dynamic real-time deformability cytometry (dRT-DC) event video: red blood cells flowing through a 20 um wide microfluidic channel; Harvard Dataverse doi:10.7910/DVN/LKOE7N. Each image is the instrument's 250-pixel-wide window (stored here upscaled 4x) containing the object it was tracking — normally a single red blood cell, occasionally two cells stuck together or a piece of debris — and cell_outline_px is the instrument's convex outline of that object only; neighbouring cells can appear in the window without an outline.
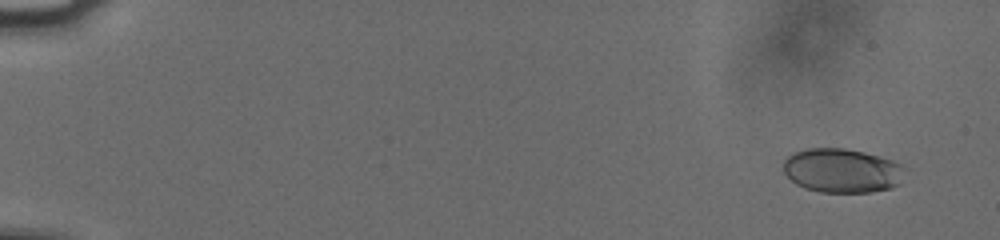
{"species": "human", "species_latin": "Homo sapiens", "temperature_condition": "cold", "stored_images_in_passage": 58, "camera_frame_rate_fps": 3000, "um_per_image_px": 0.085, "donor": {"sex": "male"}, "frame": {"image": 1, "passage_image": 4, "time_ms": 1.0, "image_size_px": [1000, 240], "cell_outline_px": [[900, 184], [892, 188], [872, 192], [820, 192], [804, 188], [796, 184], [784, 172], [784, 160], [788, 156], [796, 152], [808, 148], [844, 148], [864, 152], [880, 156], [892, 160], [900, 164]], "centroid_in_image_um": [71.54, 14.5], "position_along_channel_um": 13.5, "area_um2": 30.98}}
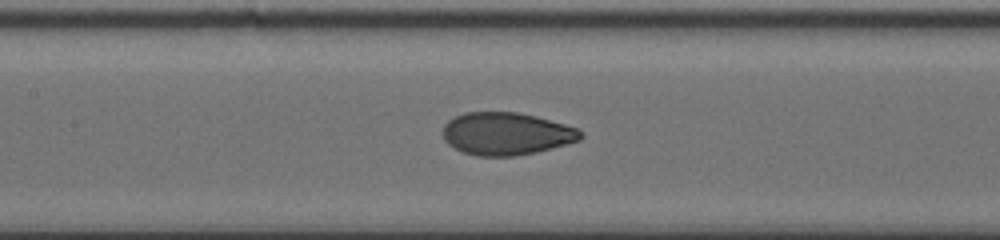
{"frame": {"image": 2, "passage_image": 29, "time_ms": 9.333, "image_size_px": [1000, 240], "cell_outline_px": [[584, 136], [580, 140], [552, 148], [536, 152], [516, 156], [476, 156], [464, 152], [448, 144], [444, 140], [444, 124], [448, 120], [464, 112], [516, 112], [536, 116], [564, 124], [576, 128], [584, 132]], "centroid_in_image_um": [43.05, 11.36], "position_along_channel_um": 164.3, "area_um2": 34.16}}
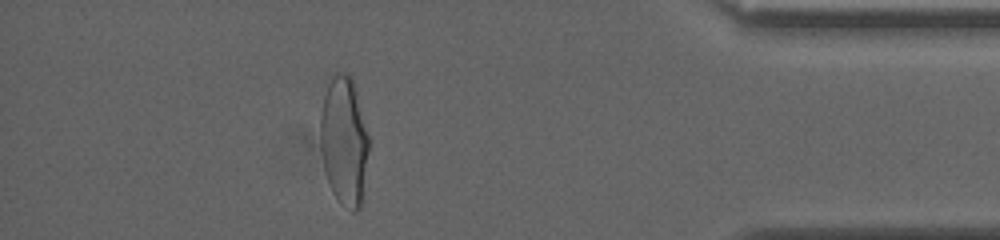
{"frame": {"image": 3, "passage_image": 51, "time_ms": 16.667, "image_size_px": [1000, 240], "cell_outline_px": [[372, 140], [360, 208], [356, 212], [352, 212], [340, 204], [332, 192], [324, 168], [320, 144], [320, 112], [324, 96], [328, 84], [332, 76], [336, 72], [348, 72], [352, 76]], "centroid_in_image_um": [29.29, 11.97], "position_along_channel_um": 405.9, "area_um2": 37.63}}